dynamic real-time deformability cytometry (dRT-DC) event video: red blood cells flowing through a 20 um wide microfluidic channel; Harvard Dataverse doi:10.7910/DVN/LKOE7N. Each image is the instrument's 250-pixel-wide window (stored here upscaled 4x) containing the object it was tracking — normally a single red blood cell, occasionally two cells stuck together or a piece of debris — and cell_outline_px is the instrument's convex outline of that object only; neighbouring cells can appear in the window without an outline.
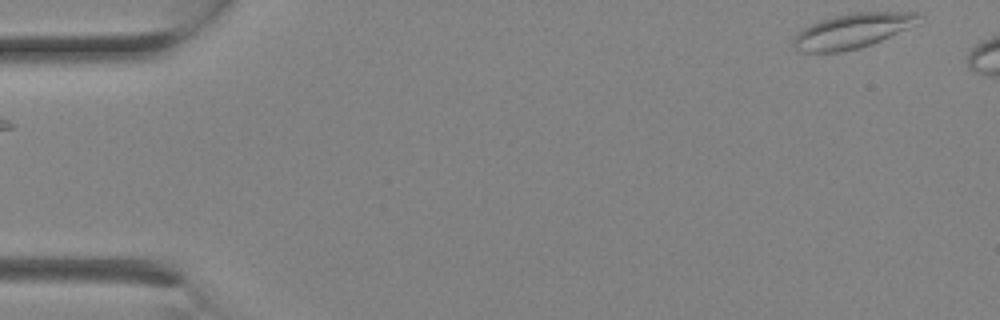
{"species": "Egyptian fruit bat (a non-hibernating species)", "species_latin": "Rousettus aegyptiacus", "temperature_condition": "room temperature", "stored_images_in_passage": 2, "camera_frame_rate_fps": 3000, "um_per_image_px": 0.085, "animal": {"sex": "female"}, "frame": {"image": 1, "passage_image": 2, "time_ms": 0.333, "image_size_px": [1000, 320], "cell_outline_px": [[924, 12], [920, 16], [904, 28], [872, 44], [860, 48], [840, 52], [804, 52], [796, 48], [792, 44], [792, 40], [804, 28], [820, 20], [836, 16], [856, 12]], "centroid_in_image_um": [72.38, 2.63], "position_along_channel_um": 12.6, "area_um2": 24.51}}